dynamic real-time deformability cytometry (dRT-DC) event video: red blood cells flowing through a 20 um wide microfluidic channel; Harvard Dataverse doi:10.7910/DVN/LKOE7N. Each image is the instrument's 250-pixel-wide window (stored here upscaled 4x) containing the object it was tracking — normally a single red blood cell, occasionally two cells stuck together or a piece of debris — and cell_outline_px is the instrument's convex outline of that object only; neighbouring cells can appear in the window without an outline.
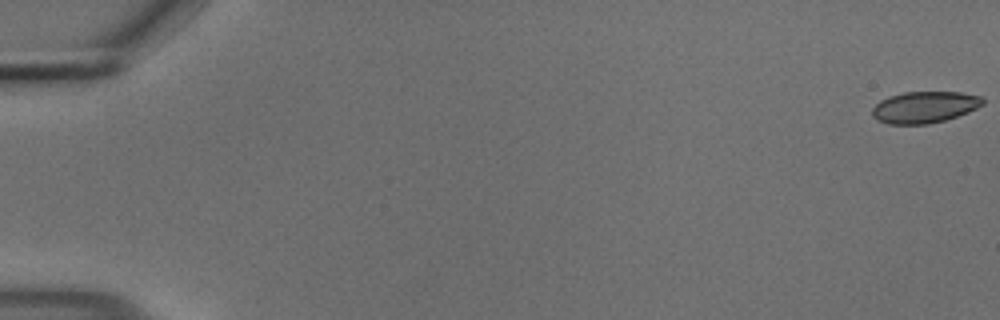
{"species": "common noctule bat (a hibernating species)", "species_latin": "Nyctalus noctula", "temperature_condition": "cold", "stored_images_in_passage": 56, "camera_frame_rate_fps": 3000, "um_per_image_px": 0.085, "animal": {"sex": "male", "body_mass_g": 18.8}, "frame": {"image": 1, "passage_image": 1, "time_ms": 0.0, "image_size_px": [1000, 320], "cell_outline_px": [[984, 104], [968, 112], [944, 120], [928, 124], [888, 124], [876, 120], [872, 116], [872, 108], [880, 100], [888, 96], [904, 92], [960, 92], [984, 96]], "centroid_in_image_um": [78.58, 9.1], "position_along_channel_um": 6.4, "area_um2": 20.46}}
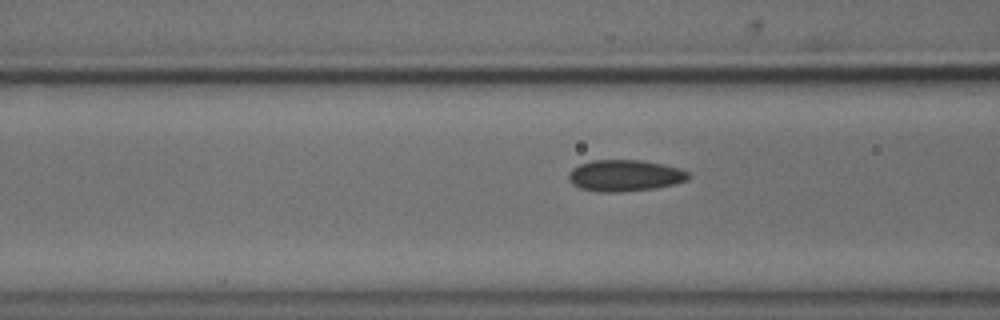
{"frame": {"image": 2, "passage_image": 23, "time_ms": 7.333, "image_size_px": [1000, 320], "cell_outline_px": [[688, 180], [676, 184], [652, 188], [620, 192], [596, 192], [580, 188], [572, 184], [568, 180], [568, 172], [572, 168], [580, 164], [592, 160], [644, 160], [664, 164], [680, 168], [688, 172]], "centroid_in_image_um": [53.08, 14.92], "position_along_channel_um": 113.5, "area_um2": 22.14}}
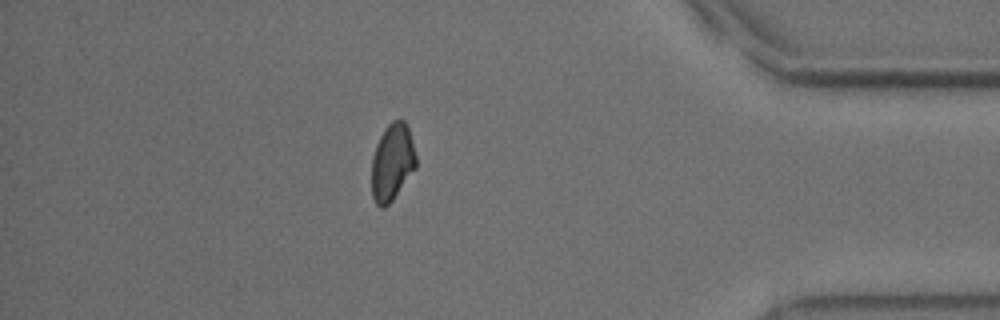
{"frame": {"image": 3, "passage_image": 49, "time_ms": 16.0, "image_size_px": [1000, 320], "cell_outline_px": [[416, 168], [392, 200], [384, 208], [380, 208], [376, 204], [372, 196], [372, 156], [376, 144], [384, 128], [392, 120], [404, 120], [408, 124], [416, 156]], "centroid_in_image_um": [33.34, 13.77], "position_along_channel_um": 401.9, "area_um2": 20.06}, "authors_computed_cell_mechanics": {"area_um2": 21.0103, "velocity_mm_per_s": 3.7002, "shape_relaxation_time_tau1_ms": 5.6109, "shape_relaxation_time_tau2_ms": 2.0901, "deformation_change_tau1": 0.1071, "deformation_change_tau2": 0.0504}}